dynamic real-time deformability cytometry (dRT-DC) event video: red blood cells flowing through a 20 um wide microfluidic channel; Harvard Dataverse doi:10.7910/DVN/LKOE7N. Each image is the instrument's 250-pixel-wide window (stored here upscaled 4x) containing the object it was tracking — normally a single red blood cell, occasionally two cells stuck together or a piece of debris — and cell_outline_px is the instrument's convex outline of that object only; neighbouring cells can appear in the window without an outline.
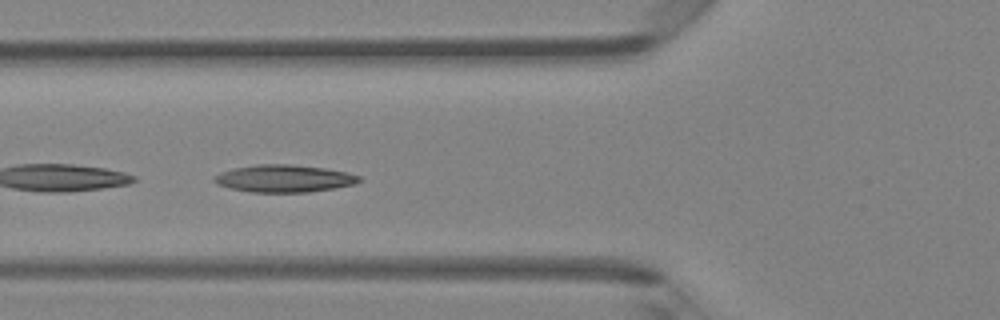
{"species": "Egyptian fruit bat (a non-hibernating species)", "species_latin": "Rousettus aegyptiacus", "temperature_condition": "room temperature", "stored_images_in_passage": 48, "camera_frame_rate_fps": 3000, "um_per_image_px": 0.085, "animal": {"sex": "female"}, "frame": {"image": 1, "passage_image": 18, "time_ms": 5.667, "image_size_px": [1000, 320], "cell_outline_px": [[360, 180], [356, 184], [336, 188], [308, 192], [248, 192], [216, 184], [212, 180], [212, 176], [220, 172], [232, 168], [256, 164], [292, 164], [324, 168], [348, 172], [360, 176]], "centroid_in_image_um": [24.12, 15.17], "position_along_channel_um": 101.7, "area_um2": 23.35}}
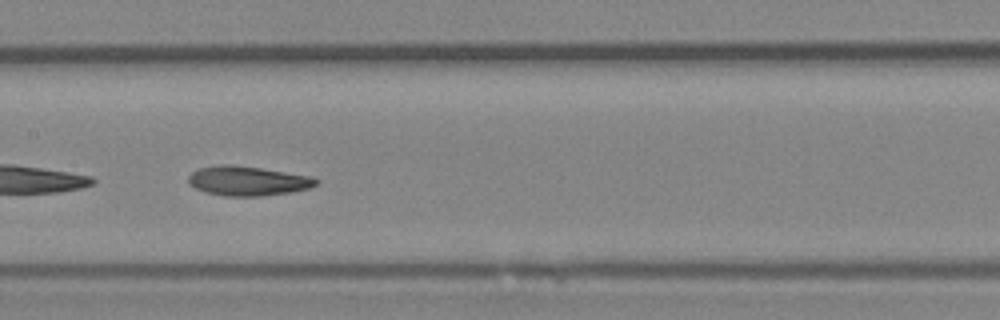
{"frame": {"image": 2, "passage_image": 24, "time_ms": 7.667, "image_size_px": [1000, 320], "cell_outline_px": [[320, 180], [316, 184], [308, 188], [292, 192], [260, 196], [224, 196], [204, 192], [188, 184], [188, 176], [192, 172], [200, 168], [220, 164], [228, 164], [260, 168], [312, 176]], "centroid_in_image_um": [21.04, 15.38], "position_along_channel_um": 186.4, "area_um2": 21.96}}
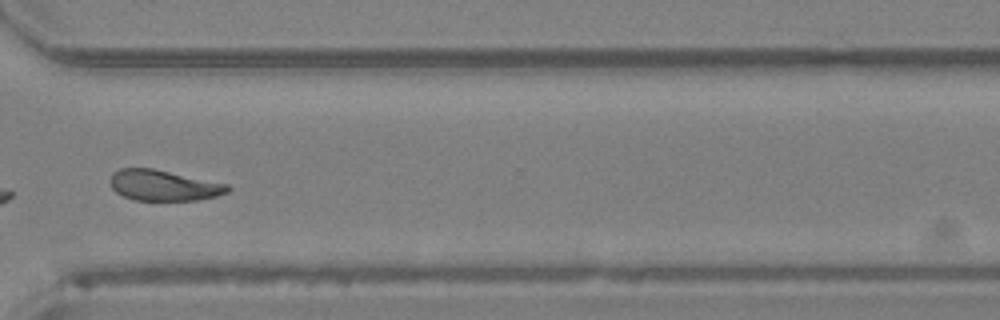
{"frame": {"image": 3, "passage_image": 36, "time_ms": 11.667, "image_size_px": [1000, 320], "cell_outline_px": [[232, 188], [228, 192], [216, 196], [200, 200], [132, 200], [116, 192], [112, 188], [112, 172], [120, 168], [152, 168], [228, 184]], "centroid_in_image_um": [13.93, 15.76], "position_along_channel_um": 356.7, "area_um2": 20.92}, "authors_computed_cell_mechanics": {"area_um2": 22.0507, "velocity_mm_per_s": 4.2478, "shape_relaxation_time_tau1_ms": null, "shape_relaxation_time_tau2_ms": 3.1565, "deformation_change_tau1": null, "deformation_change_tau2": 0.0882}}